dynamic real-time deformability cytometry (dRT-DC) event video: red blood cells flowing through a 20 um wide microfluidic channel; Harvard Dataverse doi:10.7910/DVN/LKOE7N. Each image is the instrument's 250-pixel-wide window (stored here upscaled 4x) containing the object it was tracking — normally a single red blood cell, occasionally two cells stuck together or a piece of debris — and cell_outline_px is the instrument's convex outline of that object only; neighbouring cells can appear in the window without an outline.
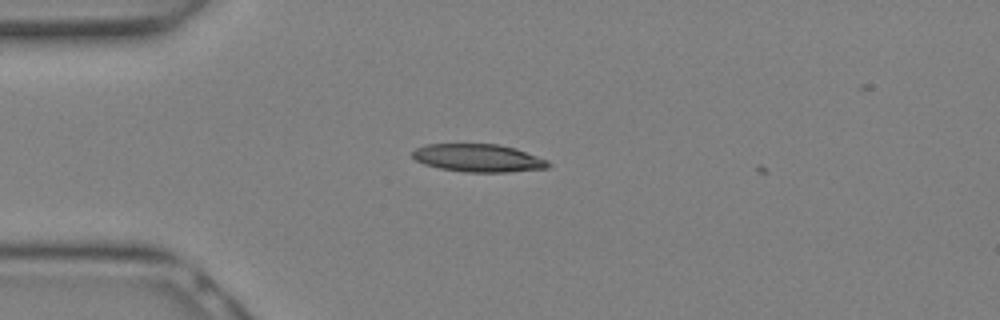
{"species": "Egyptian fruit bat (a non-hibernating species)", "species_latin": "Rousettus aegyptiacus", "temperature_condition": "warm", "stored_images_in_passage": 4, "camera_frame_rate_fps": 3000, "um_per_image_px": 0.085, "animal": {"sex": "female"}, "frame": {"image": 1, "passage_image": 2, "time_ms": 0.333, "image_size_px": [1000, 320], "cell_outline_px": [[552, 164], [548, 168], [508, 172], [464, 172], [440, 168], [424, 164], [416, 160], [412, 156], [412, 152], [416, 148], [424, 144], [500, 144], [516, 148], [548, 160]], "centroid_in_image_um": [40.67, 13.43], "position_along_channel_um": 44.3, "area_um2": 22.2}}